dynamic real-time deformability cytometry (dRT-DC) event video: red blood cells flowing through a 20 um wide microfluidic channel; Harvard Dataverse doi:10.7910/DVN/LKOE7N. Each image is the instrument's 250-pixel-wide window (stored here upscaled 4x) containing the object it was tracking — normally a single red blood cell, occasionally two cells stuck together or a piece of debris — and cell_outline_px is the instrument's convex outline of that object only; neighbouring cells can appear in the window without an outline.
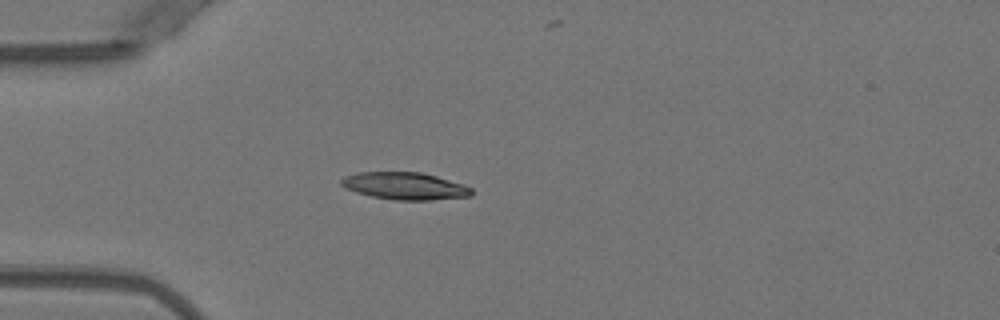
{"species": "Egyptian fruit bat (a non-hibernating species)", "species_latin": "Rousettus aegyptiacus", "temperature_condition": "warm", "stored_images_in_passage": 11, "camera_frame_rate_fps": 3000, "um_per_image_px": 0.085, "animal": {"sex": "female"}, "frame": {"image": 1, "passage_image": 1, "time_ms": 0.0, "image_size_px": [1000, 320], "cell_outline_px": [[472, 196], [432, 200], [392, 200], [372, 196], [356, 192], [340, 184], [340, 180], [344, 176], [360, 172], [420, 172], [436, 176], [464, 184], [472, 188]], "centroid_in_image_um": [34.44, 15.81], "position_along_channel_um": 50.6, "area_um2": 20.69}}
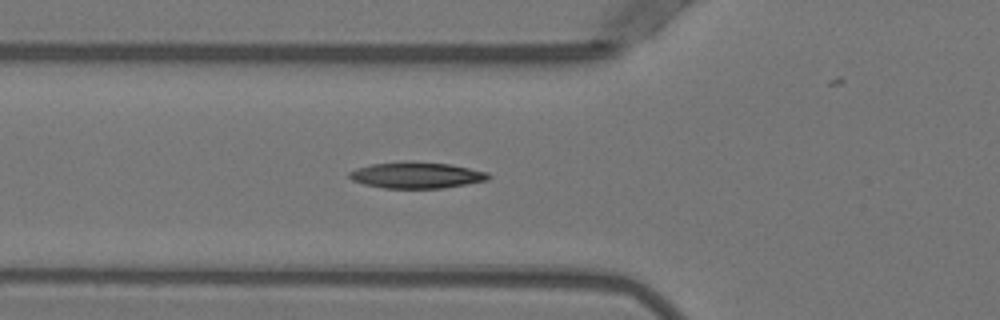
{"frame": {"image": 2, "passage_image": 5, "time_ms": 1.333, "image_size_px": [1000, 320], "cell_outline_px": [[488, 180], [444, 188], [384, 188], [364, 184], [352, 180], [348, 176], [348, 172], [356, 168], [372, 164], [452, 164], [488, 172]], "centroid_in_image_um": [35.41, 14.93], "position_along_channel_um": 90.4, "area_um2": 20.29}}
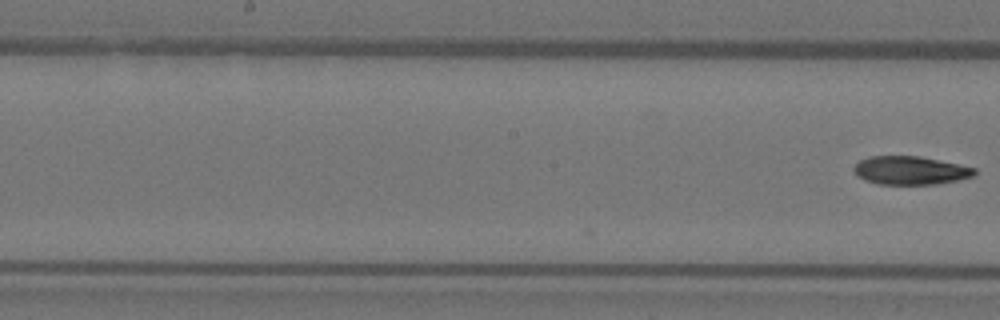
{"frame": {"image": 3, "passage_image": 11, "time_ms": 3.333, "image_size_px": [1000, 320], "cell_outline_px": [[976, 172], [972, 176], [956, 180], [936, 184], [876, 184], [864, 180], [856, 176], [852, 168], [860, 160], [868, 156], [920, 156], [976, 168]], "centroid_in_image_um": [77.32, 14.48], "position_along_channel_um": 170.9, "area_um2": 19.94}}